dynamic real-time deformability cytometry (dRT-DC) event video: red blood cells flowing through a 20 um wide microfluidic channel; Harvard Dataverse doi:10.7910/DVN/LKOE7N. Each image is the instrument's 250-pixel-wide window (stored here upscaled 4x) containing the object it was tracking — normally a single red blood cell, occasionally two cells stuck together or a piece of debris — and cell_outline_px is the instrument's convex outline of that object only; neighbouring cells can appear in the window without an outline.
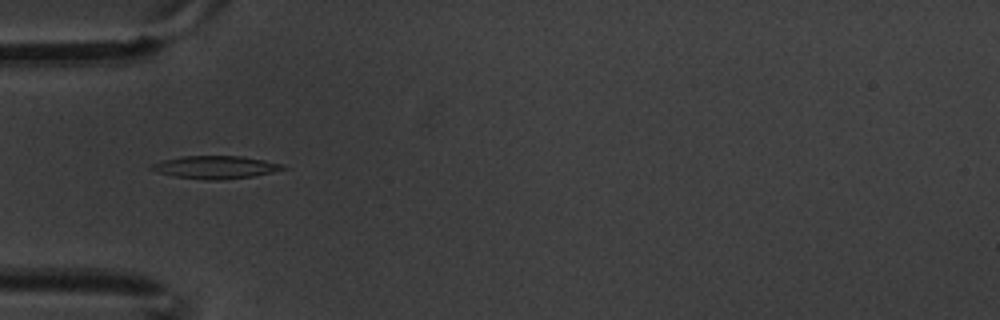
{"species": "common noctule bat (a hibernating species)", "species_latin": "Nyctalus noctula", "temperature_condition": "warm", "stored_images_in_passage": 2, "camera_frame_rate_fps": 3000, "um_per_image_px": 0.085, "animal": {"sex": "male", "body_mass_g": 20.1, "forearm_length_mm": 53.5}, "frame": {"image": 1, "passage_image": 1, "time_ms": 0.0, "image_size_px": [1000, 320], "cell_outline_px": [[288, 168], [272, 172], [252, 176], [224, 180], [204, 180], [172, 176], [148, 168], [152, 164], [160, 160], [180, 156], [240, 156], [264, 160], [284, 164]], "centroid_in_image_um": [18.3, 14.21], "position_along_channel_um": 66.7, "area_um2": 17.57}}
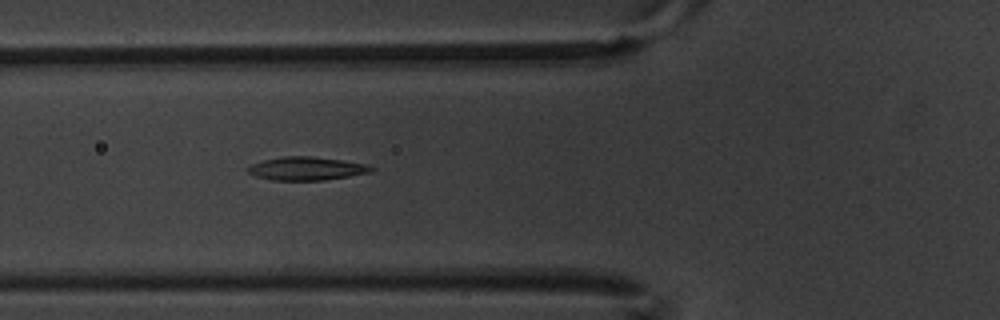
{"frame": {"image": 2, "passage_image": 2, "time_ms": 0.333, "image_size_px": [1000, 320], "cell_outline_px": [[376, 168], [372, 172], [324, 180], [272, 180], [256, 176], [248, 172], [244, 168], [252, 164], [264, 160], [284, 156], [312, 156], [368, 164]], "centroid_in_image_um": [26.06, 14.32], "position_along_channel_um": 99.7, "area_um2": 16.76}}